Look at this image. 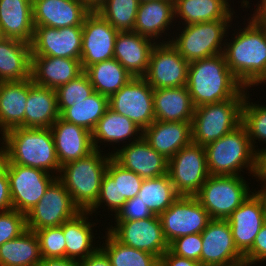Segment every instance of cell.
<instances>
[{
  "label": "cell",
  "instance_id": "28",
  "mask_svg": "<svg viewBox=\"0 0 266 266\" xmlns=\"http://www.w3.org/2000/svg\"><path fill=\"white\" fill-rule=\"evenodd\" d=\"M60 117L56 90L37 85L28 79V97L24 114V127L50 128Z\"/></svg>",
  "mask_w": 266,
  "mask_h": 266
},
{
  "label": "cell",
  "instance_id": "46",
  "mask_svg": "<svg viewBox=\"0 0 266 266\" xmlns=\"http://www.w3.org/2000/svg\"><path fill=\"white\" fill-rule=\"evenodd\" d=\"M169 250L175 255L195 260L201 264V233L190 234L174 239L169 243Z\"/></svg>",
  "mask_w": 266,
  "mask_h": 266
},
{
  "label": "cell",
  "instance_id": "55",
  "mask_svg": "<svg viewBox=\"0 0 266 266\" xmlns=\"http://www.w3.org/2000/svg\"><path fill=\"white\" fill-rule=\"evenodd\" d=\"M85 6L91 11L96 12L106 0H82Z\"/></svg>",
  "mask_w": 266,
  "mask_h": 266
},
{
  "label": "cell",
  "instance_id": "22",
  "mask_svg": "<svg viewBox=\"0 0 266 266\" xmlns=\"http://www.w3.org/2000/svg\"><path fill=\"white\" fill-rule=\"evenodd\" d=\"M34 26H82L91 12L82 0H32Z\"/></svg>",
  "mask_w": 266,
  "mask_h": 266
},
{
  "label": "cell",
  "instance_id": "52",
  "mask_svg": "<svg viewBox=\"0 0 266 266\" xmlns=\"http://www.w3.org/2000/svg\"><path fill=\"white\" fill-rule=\"evenodd\" d=\"M255 178L256 180L258 179L259 182L263 183L260 189L262 190L266 186V147H263L257 152V167Z\"/></svg>",
  "mask_w": 266,
  "mask_h": 266
},
{
  "label": "cell",
  "instance_id": "7",
  "mask_svg": "<svg viewBox=\"0 0 266 266\" xmlns=\"http://www.w3.org/2000/svg\"><path fill=\"white\" fill-rule=\"evenodd\" d=\"M230 22L232 20H214L184 25L181 34L172 35L167 42L188 62L215 56L224 53V38L229 37L228 28H232Z\"/></svg>",
  "mask_w": 266,
  "mask_h": 266
},
{
  "label": "cell",
  "instance_id": "24",
  "mask_svg": "<svg viewBox=\"0 0 266 266\" xmlns=\"http://www.w3.org/2000/svg\"><path fill=\"white\" fill-rule=\"evenodd\" d=\"M174 19V0L143 1L137 10L133 31L160 43V38L164 40L162 35L167 36L166 32L171 31V27L173 30Z\"/></svg>",
  "mask_w": 266,
  "mask_h": 266
},
{
  "label": "cell",
  "instance_id": "23",
  "mask_svg": "<svg viewBox=\"0 0 266 266\" xmlns=\"http://www.w3.org/2000/svg\"><path fill=\"white\" fill-rule=\"evenodd\" d=\"M60 166L94 151L92 133L59 117L50 127Z\"/></svg>",
  "mask_w": 266,
  "mask_h": 266
},
{
  "label": "cell",
  "instance_id": "32",
  "mask_svg": "<svg viewBox=\"0 0 266 266\" xmlns=\"http://www.w3.org/2000/svg\"><path fill=\"white\" fill-rule=\"evenodd\" d=\"M155 120L191 122L194 105L187 86L153 90Z\"/></svg>",
  "mask_w": 266,
  "mask_h": 266
},
{
  "label": "cell",
  "instance_id": "44",
  "mask_svg": "<svg viewBox=\"0 0 266 266\" xmlns=\"http://www.w3.org/2000/svg\"><path fill=\"white\" fill-rule=\"evenodd\" d=\"M40 247L42 258H65L66 242L63 224L58 227H46L34 231Z\"/></svg>",
  "mask_w": 266,
  "mask_h": 266
},
{
  "label": "cell",
  "instance_id": "37",
  "mask_svg": "<svg viewBox=\"0 0 266 266\" xmlns=\"http://www.w3.org/2000/svg\"><path fill=\"white\" fill-rule=\"evenodd\" d=\"M84 72L88 75L94 92L108 98L133 78L115 58L93 64Z\"/></svg>",
  "mask_w": 266,
  "mask_h": 266
},
{
  "label": "cell",
  "instance_id": "18",
  "mask_svg": "<svg viewBox=\"0 0 266 266\" xmlns=\"http://www.w3.org/2000/svg\"><path fill=\"white\" fill-rule=\"evenodd\" d=\"M252 191L227 219L235 246L243 256L252 248L255 237L266 222L265 194L261 190Z\"/></svg>",
  "mask_w": 266,
  "mask_h": 266
},
{
  "label": "cell",
  "instance_id": "6",
  "mask_svg": "<svg viewBox=\"0 0 266 266\" xmlns=\"http://www.w3.org/2000/svg\"><path fill=\"white\" fill-rule=\"evenodd\" d=\"M247 91L244 87L232 99L195 107L191 121L192 142L206 146L239 127Z\"/></svg>",
  "mask_w": 266,
  "mask_h": 266
},
{
  "label": "cell",
  "instance_id": "38",
  "mask_svg": "<svg viewBox=\"0 0 266 266\" xmlns=\"http://www.w3.org/2000/svg\"><path fill=\"white\" fill-rule=\"evenodd\" d=\"M108 107V97L94 92L84 101L80 100L68 107L60 117L92 133Z\"/></svg>",
  "mask_w": 266,
  "mask_h": 266
},
{
  "label": "cell",
  "instance_id": "50",
  "mask_svg": "<svg viewBox=\"0 0 266 266\" xmlns=\"http://www.w3.org/2000/svg\"><path fill=\"white\" fill-rule=\"evenodd\" d=\"M166 266H201L195 260L173 254L169 249L160 257Z\"/></svg>",
  "mask_w": 266,
  "mask_h": 266
},
{
  "label": "cell",
  "instance_id": "21",
  "mask_svg": "<svg viewBox=\"0 0 266 266\" xmlns=\"http://www.w3.org/2000/svg\"><path fill=\"white\" fill-rule=\"evenodd\" d=\"M114 148L115 151H111L112 158L124 169L133 171L143 179L161 177L168 172V159L156 152L143 137L119 149Z\"/></svg>",
  "mask_w": 266,
  "mask_h": 266
},
{
  "label": "cell",
  "instance_id": "2",
  "mask_svg": "<svg viewBox=\"0 0 266 266\" xmlns=\"http://www.w3.org/2000/svg\"><path fill=\"white\" fill-rule=\"evenodd\" d=\"M186 86L194 107L232 99L244 88L223 53L189 62Z\"/></svg>",
  "mask_w": 266,
  "mask_h": 266
},
{
  "label": "cell",
  "instance_id": "35",
  "mask_svg": "<svg viewBox=\"0 0 266 266\" xmlns=\"http://www.w3.org/2000/svg\"><path fill=\"white\" fill-rule=\"evenodd\" d=\"M28 79L0 82V126L4 132L24 127Z\"/></svg>",
  "mask_w": 266,
  "mask_h": 266
},
{
  "label": "cell",
  "instance_id": "16",
  "mask_svg": "<svg viewBox=\"0 0 266 266\" xmlns=\"http://www.w3.org/2000/svg\"><path fill=\"white\" fill-rule=\"evenodd\" d=\"M143 180L136 173L124 169L111 158L102 179L97 202L89 212L93 215L95 211L98 213L97 210L99 208L108 206L106 209L115 213L110 215H116L126 200L132 199L139 194Z\"/></svg>",
  "mask_w": 266,
  "mask_h": 266
},
{
  "label": "cell",
  "instance_id": "43",
  "mask_svg": "<svg viewBox=\"0 0 266 266\" xmlns=\"http://www.w3.org/2000/svg\"><path fill=\"white\" fill-rule=\"evenodd\" d=\"M94 93L88 75L83 72L77 78L70 80L56 89L60 115L75 102L85 100Z\"/></svg>",
  "mask_w": 266,
  "mask_h": 266
},
{
  "label": "cell",
  "instance_id": "42",
  "mask_svg": "<svg viewBox=\"0 0 266 266\" xmlns=\"http://www.w3.org/2000/svg\"><path fill=\"white\" fill-rule=\"evenodd\" d=\"M250 101L251 98L248 91L242 106V124L247 129L252 147L258 152V145H255L256 140L266 144V105Z\"/></svg>",
  "mask_w": 266,
  "mask_h": 266
},
{
  "label": "cell",
  "instance_id": "51",
  "mask_svg": "<svg viewBox=\"0 0 266 266\" xmlns=\"http://www.w3.org/2000/svg\"><path fill=\"white\" fill-rule=\"evenodd\" d=\"M79 263L80 266H112L109 257L100 247Z\"/></svg>",
  "mask_w": 266,
  "mask_h": 266
},
{
  "label": "cell",
  "instance_id": "59",
  "mask_svg": "<svg viewBox=\"0 0 266 266\" xmlns=\"http://www.w3.org/2000/svg\"><path fill=\"white\" fill-rule=\"evenodd\" d=\"M266 85V77L259 83L260 85L263 84Z\"/></svg>",
  "mask_w": 266,
  "mask_h": 266
},
{
  "label": "cell",
  "instance_id": "13",
  "mask_svg": "<svg viewBox=\"0 0 266 266\" xmlns=\"http://www.w3.org/2000/svg\"><path fill=\"white\" fill-rule=\"evenodd\" d=\"M159 217L168 243L182 236L201 233L211 220L196 196L185 195H180Z\"/></svg>",
  "mask_w": 266,
  "mask_h": 266
},
{
  "label": "cell",
  "instance_id": "12",
  "mask_svg": "<svg viewBox=\"0 0 266 266\" xmlns=\"http://www.w3.org/2000/svg\"><path fill=\"white\" fill-rule=\"evenodd\" d=\"M189 62L170 43H156L150 53L149 64L143 76L153 89L187 85Z\"/></svg>",
  "mask_w": 266,
  "mask_h": 266
},
{
  "label": "cell",
  "instance_id": "39",
  "mask_svg": "<svg viewBox=\"0 0 266 266\" xmlns=\"http://www.w3.org/2000/svg\"><path fill=\"white\" fill-rule=\"evenodd\" d=\"M154 215L166 211L180 196L172 184L169 175L144 179L138 194Z\"/></svg>",
  "mask_w": 266,
  "mask_h": 266
},
{
  "label": "cell",
  "instance_id": "31",
  "mask_svg": "<svg viewBox=\"0 0 266 266\" xmlns=\"http://www.w3.org/2000/svg\"><path fill=\"white\" fill-rule=\"evenodd\" d=\"M142 134L143 130L132 120L108 107L92 132V141L94 149L101 150L103 143L116 145L122 142L126 145L140 139Z\"/></svg>",
  "mask_w": 266,
  "mask_h": 266
},
{
  "label": "cell",
  "instance_id": "56",
  "mask_svg": "<svg viewBox=\"0 0 266 266\" xmlns=\"http://www.w3.org/2000/svg\"><path fill=\"white\" fill-rule=\"evenodd\" d=\"M0 133L2 134L1 135V138L0 140L2 141L0 144L1 147H0V157L4 155V148H5V132L4 130H2L1 126H0Z\"/></svg>",
  "mask_w": 266,
  "mask_h": 266
},
{
  "label": "cell",
  "instance_id": "27",
  "mask_svg": "<svg viewBox=\"0 0 266 266\" xmlns=\"http://www.w3.org/2000/svg\"><path fill=\"white\" fill-rule=\"evenodd\" d=\"M154 40L134 31L118 32L114 57L132 77H143L147 71Z\"/></svg>",
  "mask_w": 266,
  "mask_h": 266
},
{
  "label": "cell",
  "instance_id": "48",
  "mask_svg": "<svg viewBox=\"0 0 266 266\" xmlns=\"http://www.w3.org/2000/svg\"><path fill=\"white\" fill-rule=\"evenodd\" d=\"M266 261V222L254 239L252 248L244 255L245 265L254 266Z\"/></svg>",
  "mask_w": 266,
  "mask_h": 266
},
{
  "label": "cell",
  "instance_id": "15",
  "mask_svg": "<svg viewBox=\"0 0 266 266\" xmlns=\"http://www.w3.org/2000/svg\"><path fill=\"white\" fill-rule=\"evenodd\" d=\"M107 229L120 243L149 252L159 259L169 249L160 217L154 215L142 220L115 221Z\"/></svg>",
  "mask_w": 266,
  "mask_h": 266
},
{
  "label": "cell",
  "instance_id": "10",
  "mask_svg": "<svg viewBox=\"0 0 266 266\" xmlns=\"http://www.w3.org/2000/svg\"><path fill=\"white\" fill-rule=\"evenodd\" d=\"M79 212L81 211L74 204L69 191L56 178L39 202L26 213V227L31 231L46 227H58Z\"/></svg>",
  "mask_w": 266,
  "mask_h": 266
},
{
  "label": "cell",
  "instance_id": "47",
  "mask_svg": "<svg viewBox=\"0 0 266 266\" xmlns=\"http://www.w3.org/2000/svg\"><path fill=\"white\" fill-rule=\"evenodd\" d=\"M115 221H131V220H142L149 217H153L154 214L139 198L135 196L132 199L126 200L123 207L119 212L114 215Z\"/></svg>",
  "mask_w": 266,
  "mask_h": 266
},
{
  "label": "cell",
  "instance_id": "40",
  "mask_svg": "<svg viewBox=\"0 0 266 266\" xmlns=\"http://www.w3.org/2000/svg\"><path fill=\"white\" fill-rule=\"evenodd\" d=\"M105 234V243L98 244V240L97 245L107 254L112 266H153L159 259L149 252L120 243L108 230Z\"/></svg>",
  "mask_w": 266,
  "mask_h": 266
},
{
  "label": "cell",
  "instance_id": "20",
  "mask_svg": "<svg viewBox=\"0 0 266 266\" xmlns=\"http://www.w3.org/2000/svg\"><path fill=\"white\" fill-rule=\"evenodd\" d=\"M31 56H51L80 59L82 26L52 28L34 26Z\"/></svg>",
  "mask_w": 266,
  "mask_h": 266
},
{
  "label": "cell",
  "instance_id": "36",
  "mask_svg": "<svg viewBox=\"0 0 266 266\" xmlns=\"http://www.w3.org/2000/svg\"><path fill=\"white\" fill-rule=\"evenodd\" d=\"M41 260L39 241L34 231L27 229L19 237L0 246V266H37Z\"/></svg>",
  "mask_w": 266,
  "mask_h": 266
},
{
  "label": "cell",
  "instance_id": "11",
  "mask_svg": "<svg viewBox=\"0 0 266 266\" xmlns=\"http://www.w3.org/2000/svg\"><path fill=\"white\" fill-rule=\"evenodd\" d=\"M153 90L144 77H133L108 98L109 108L144 130L155 120Z\"/></svg>",
  "mask_w": 266,
  "mask_h": 266
},
{
  "label": "cell",
  "instance_id": "1",
  "mask_svg": "<svg viewBox=\"0 0 266 266\" xmlns=\"http://www.w3.org/2000/svg\"><path fill=\"white\" fill-rule=\"evenodd\" d=\"M247 23L236 33L232 30L231 40L225 38L223 54L234 77L249 90L266 77V28L251 16Z\"/></svg>",
  "mask_w": 266,
  "mask_h": 266
},
{
  "label": "cell",
  "instance_id": "5",
  "mask_svg": "<svg viewBox=\"0 0 266 266\" xmlns=\"http://www.w3.org/2000/svg\"><path fill=\"white\" fill-rule=\"evenodd\" d=\"M210 175L241 176L247 169L255 177L257 152L252 147L247 129L243 124L235 130L204 146Z\"/></svg>",
  "mask_w": 266,
  "mask_h": 266
},
{
  "label": "cell",
  "instance_id": "30",
  "mask_svg": "<svg viewBox=\"0 0 266 266\" xmlns=\"http://www.w3.org/2000/svg\"><path fill=\"white\" fill-rule=\"evenodd\" d=\"M92 214L81 211L72 219L63 223V235L66 242V258L81 261L94 253L100 246H95L93 228L97 223L90 222ZM94 241V242H93Z\"/></svg>",
  "mask_w": 266,
  "mask_h": 266
},
{
  "label": "cell",
  "instance_id": "19",
  "mask_svg": "<svg viewBox=\"0 0 266 266\" xmlns=\"http://www.w3.org/2000/svg\"><path fill=\"white\" fill-rule=\"evenodd\" d=\"M118 31L98 12H90L82 25L81 65L89 66L114 57Z\"/></svg>",
  "mask_w": 266,
  "mask_h": 266
},
{
  "label": "cell",
  "instance_id": "33",
  "mask_svg": "<svg viewBox=\"0 0 266 266\" xmlns=\"http://www.w3.org/2000/svg\"><path fill=\"white\" fill-rule=\"evenodd\" d=\"M31 44L5 38L0 42V82L31 77Z\"/></svg>",
  "mask_w": 266,
  "mask_h": 266
},
{
  "label": "cell",
  "instance_id": "14",
  "mask_svg": "<svg viewBox=\"0 0 266 266\" xmlns=\"http://www.w3.org/2000/svg\"><path fill=\"white\" fill-rule=\"evenodd\" d=\"M13 209L28 213L43 197L44 192L57 178L46 171L22 166L6 164Z\"/></svg>",
  "mask_w": 266,
  "mask_h": 266
},
{
  "label": "cell",
  "instance_id": "29",
  "mask_svg": "<svg viewBox=\"0 0 266 266\" xmlns=\"http://www.w3.org/2000/svg\"><path fill=\"white\" fill-rule=\"evenodd\" d=\"M0 28L5 38L31 44L35 29L32 0H0Z\"/></svg>",
  "mask_w": 266,
  "mask_h": 266
},
{
  "label": "cell",
  "instance_id": "34",
  "mask_svg": "<svg viewBox=\"0 0 266 266\" xmlns=\"http://www.w3.org/2000/svg\"><path fill=\"white\" fill-rule=\"evenodd\" d=\"M231 0H174L175 18L183 25L214 20H233ZM180 19H179V18Z\"/></svg>",
  "mask_w": 266,
  "mask_h": 266
},
{
  "label": "cell",
  "instance_id": "25",
  "mask_svg": "<svg viewBox=\"0 0 266 266\" xmlns=\"http://www.w3.org/2000/svg\"><path fill=\"white\" fill-rule=\"evenodd\" d=\"M83 72L80 59L31 56V80L40 86L56 90Z\"/></svg>",
  "mask_w": 266,
  "mask_h": 266
},
{
  "label": "cell",
  "instance_id": "26",
  "mask_svg": "<svg viewBox=\"0 0 266 266\" xmlns=\"http://www.w3.org/2000/svg\"><path fill=\"white\" fill-rule=\"evenodd\" d=\"M142 137L167 159L192 142L191 122L154 120L143 130Z\"/></svg>",
  "mask_w": 266,
  "mask_h": 266
},
{
  "label": "cell",
  "instance_id": "49",
  "mask_svg": "<svg viewBox=\"0 0 266 266\" xmlns=\"http://www.w3.org/2000/svg\"><path fill=\"white\" fill-rule=\"evenodd\" d=\"M13 209L10 194L9 179L6 172V163L3 156L0 157V212Z\"/></svg>",
  "mask_w": 266,
  "mask_h": 266
},
{
  "label": "cell",
  "instance_id": "57",
  "mask_svg": "<svg viewBox=\"0 0 266 266\" xmlns=\"http://www.w3.org/2000/svg\"><path fill=\"white\" fill-rule=\"evenodd\" d=\"M153 266H166L161 259H158Z\"/></svg>",
  "mask_w": 266,
  "mask_h": 266
},
{
  "label": "cell",
  "instance_id": "3",
  "mask_svg": "<svg viewBox=\"0 0 266 266\" xmlns=\"http://www.w3.org/2000/svg\"><path fill=\"white\" fill-rule=\"evenodd\" d=\"M6 164H19L46 171L58 177L60 164L50 128L16 127L5 132Z\"/></svg>",
  "mask_w": 266,
  "mask_h": 266
},
{
  "label": "cell",
  "instance_id": "54",
  "mask_svg": "<svg viewBox=\"0 0 266 266\" xmlns=\"http://www.w3.org/2000/svg\"><path fill=\"white\" fill-rule=\"evenodd\" d=\"M256 4V9L254 13L250 16L260 25L266 28V0H260ZM258 5V6H257ZM256 11V12H255Z\"/></svg>",
  "mask_w": 266,
  "mask_h": 266
},
{
  "label": "cell",
  "instance_id": "58",
  "mask_svg": "<svg viewBox=\"0 0 266 266\" xmlns=\"http://www.w3.org/2000/svg\"><path fill=\"white\" fill-rule=\"evenodd\" d=\"M5 39V37H4V35H3V33H2V30H1V28H0V42L2 41V40H4Z\"/></svg>",
  "mask_w": 266,
  "mask_h": 266
},
{
  "label": "cell",
  "instance_id": "53",
  "mask_svg": "<svg viewBox=\"0 0 266 266\" xmlns=\"http://www.w3.org/2000/svg\"><path fill=\"white\" fill-rule=\"evenodd\" d=\"M37 266H80L79 261L68 258H42Z\"/></svg>",
  "mask_w": 266,
  "mask_h": 266
},
{
  "label": "cell",
  "instance_id": "17",
  "mask_svg": "<svg viewBox=\"0 0 266 266\" xmlns=\"http://www.w3.org/2000/svg\"><path fill=\"white\" fill-rule=\"evenodd\" d=\"M201 266H242L244 256L235 246L227 219H211L201 232Z\"/></svg>",
  "mask_w": 266,
  "mask_h": 266
},
{
  "label": "cell",
  "instance_id": "45",
  "mask_svg": "<svg viewBox=\"0 0 266 266\" xmlns=\"http://www.w3.org/2000/svg\"><path fill=\"white\" fill-rule=\"evenodd\" d=\"M26 230V214L14 209L0 212V246Z\"/></svg>",
  "mask_w": 266,
  "mask_h": 266
},
{
  "label": "cell",
  "instance_id": "41",
  "mask_svg": "<svg viewBox=\"0 0 266 266\" xmlns=\"http://www.w3.org/2000/svg\"><path fill=\"white\" fill-rule=\"evenodd\" d=\"M140 0H106L96 11L118 32L133 31Z\"/></svg>",
  "mask_w": 266,
  "mask_h": 266
},
{
  "label": "cell",
  "instance_id": "9",
  "mask_svg": "<svg viewBox=\"0 0 266 266\" xmlns=\"http://www.w3.org/2000/svg\"><path fill=\"white\" fill-rule=\"evenodd\" d=\"M169 178L179 195L195 196L210 176L204 146L191 142L168 159Z\"/></svg>",
  "mask_w": 266,
  "mask_h": 266
},
{
  "label": "cell",
  "instance_id": "8",
  "mask_svg": "<svg viewBox=\"0 0 266 266\" xmlns=\"http://www.w3.org/2000/svg\"><path fill=\"white\" fill-rule=\"evenodd\" d=\"M247 183L243 175H210L195 196L211 219H228L253 193Z\"/></svg>",
  "mask_w": 266,
  "mask_h": 266
},
{
  "label": "cell",
  "instance_id": "4",
  "mask_svg": "<svg viewBox=\"0 0 266 266\" xmlns=\"http://www.w3.org/2000/svg\"><path fill=\"white\" fill-rule=\"evenodd\" d=\"M95 149L78 160L61 166L58 179L69 191L80 211H89L97 202L101 183L112 154ZM103 154V155H102Z\"/></svg>",
  "mask_w": 266,
  "mask_h": 266
},
{
  "label": "cell",
  "instance_id": "60",
  "mask_svg": "<svg viewBox=\"0 0 266 266\" xmlns=\"http://www.w3.org/2000/svg\"><path fill=\"white\" fill-rule=\"evenodd\" d=\"M261 191L265 194V200H266V186Z\"/></svg>",
  "mask_w": 266,
  "mask_h": 266
}]
</instances>
